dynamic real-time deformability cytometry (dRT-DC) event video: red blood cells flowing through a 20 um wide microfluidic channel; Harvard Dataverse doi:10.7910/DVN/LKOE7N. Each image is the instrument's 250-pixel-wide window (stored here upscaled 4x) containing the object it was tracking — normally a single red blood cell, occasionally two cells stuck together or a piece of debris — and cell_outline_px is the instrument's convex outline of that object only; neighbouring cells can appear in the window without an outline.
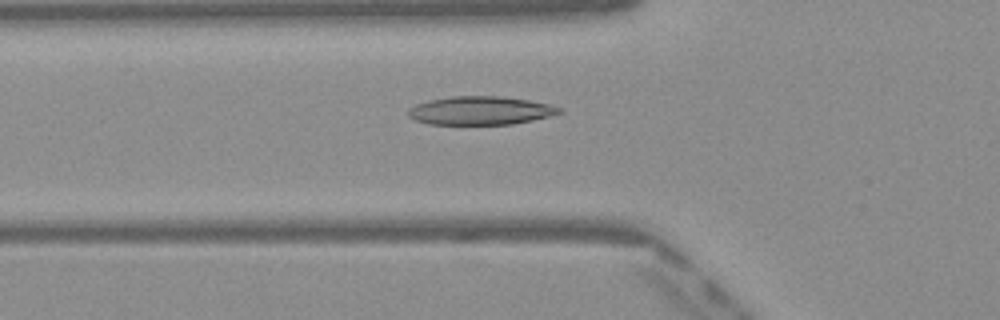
{"species": "Egyptian fruit bat (a non-hibernating species)", "species_latin": "Rousettus aegyptiacus", "temperature_condition": "warm", "stored_images_in_passage": 49, "camera_frame_rate_fps": 3000, "um_per_image_px": 0.085, "frame": {"image": 1, "passage_image": 17, "time_ms": 5.333, "image_size_px": [1000, 320], "cell_outline_px": [[564, 112], [532, 120], [512, 124], [428, 124], [416, 120], [408, 116], [408, 108], [416, 104], [428, 100], [452, 96], [500, 96], [528, 100], [548, 104], [564, 108]], "centroid_in_image_um": [40.83, 9.39], "position_along_channel_um": 85.0, "area_um2": 25.03}}
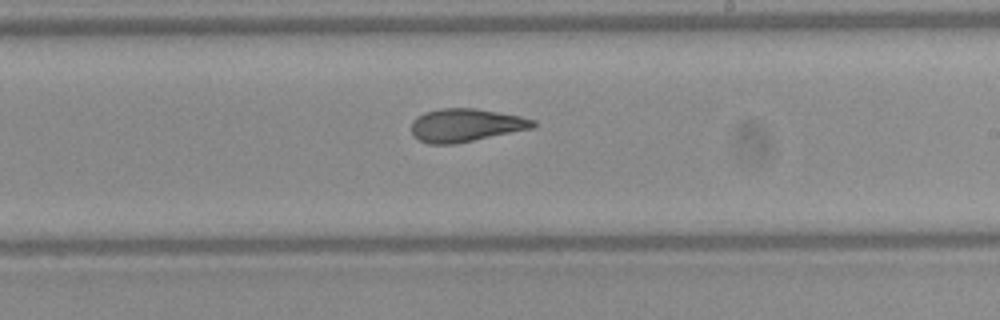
{"frame": {"image": 2, "passage_image": 29, "time_ms": 9.333, "image_size_px": [1000, 320], "cell_outline_px": [[536, 124], [532, 128], [456, 144], [428, 144], [412, 136], [412, 120], [416, 116], [424, 112], [440, 108], [476, 108], [520, 116], [536, 120]], "centroid_in_image_um": [39.55, 10.64], "position_along_channel_um": 249.4, "area_um2": 23.58}}
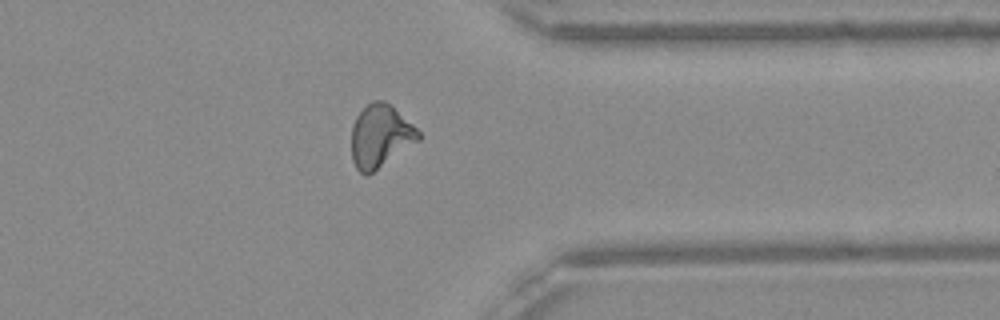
{"frame": {"image": 3, "passage_image": 39, "time_ms": 12.667, "image_size_px": [1000, 320], "cell_outline_px": [[420, 140], [368, 176], [364, 176], [356, 168], [352, 160], [352, 128], [356, 116], [372, 100], [384, 100], [392, 104], [420, 132]], "centroid_in_image_um": [32.33, 11.58], "position_along_channel_um": 379.1, "area_um2": 24.68}, "authors_computed_cell_mechanics": {"area_um2": 23.987, "velocity_mm_per_s": 4.0875, "shape_relaxation_time_tau1_ms": 6.5271, "shape_relaxation_time_tau2_ms": 2.1565, "deformation_change_tau1": 0.1996, "deformation_change_tau2": 0.0947}}